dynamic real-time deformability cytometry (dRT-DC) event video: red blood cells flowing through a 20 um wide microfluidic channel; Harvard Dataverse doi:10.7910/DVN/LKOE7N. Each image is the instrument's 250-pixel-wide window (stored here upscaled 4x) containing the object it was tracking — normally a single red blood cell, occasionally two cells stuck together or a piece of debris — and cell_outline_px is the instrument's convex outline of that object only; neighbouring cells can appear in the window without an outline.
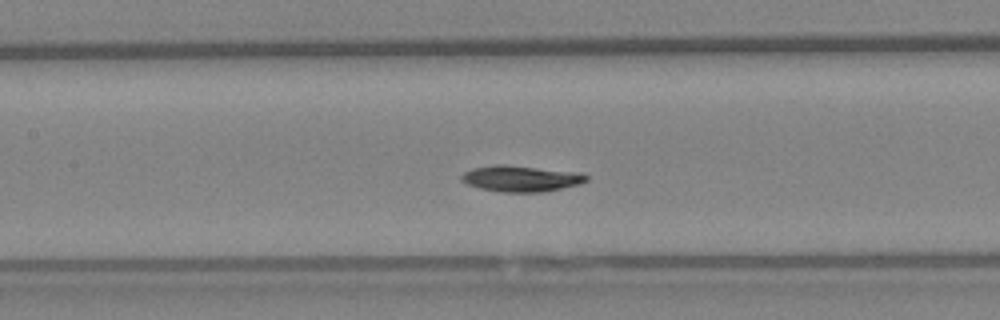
{"species": "Egyptian fruit bat (a non-hibernating species)", "species_latin": "Rousettus aegyptiacus", "temperature_condition": "warm", "stored_images_in_passage": 43, "camera_frame_rate_fps": 3000, "um_per_image_px": 0.085, "animal": {"sex": "female"}, "frame": {"image": 1, "passage_image": 19, "time_ms": 6.0, "image_size_px": [1000, 320], "cell_outline_px": [[588, 180], [580, 184], [544, 192], [504, 192], [480, 188], [468, 184], [460, 180], [460, 176], [464, 172], [472, 168], [496, 164], [504, 164], [580, 172], [588, 176]], "centroid_in_image_um": [44.29, 15.17], "position_along_channel_um": 163.1, "area_um2": 19.07}}
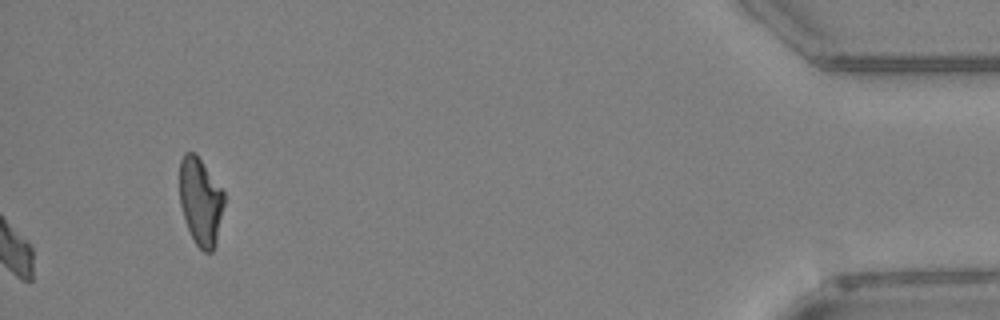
{"frame": {"image": 2, "passage_image": 43, "time_ms": 14.0, "image_size_px": [1000, 320], "cell_outline_px": [[224, 204], [216, 244], [212, 252], [204, 252], [196, 244], [188, 228], [180, 204], [180, 160], [184, 152], [192, 152], [200, 160], [224, 192]], "centroid_in_image_um": [17.05, 17.14], "position_along_channel_um": 418.2, "area_um2": 22.31}}